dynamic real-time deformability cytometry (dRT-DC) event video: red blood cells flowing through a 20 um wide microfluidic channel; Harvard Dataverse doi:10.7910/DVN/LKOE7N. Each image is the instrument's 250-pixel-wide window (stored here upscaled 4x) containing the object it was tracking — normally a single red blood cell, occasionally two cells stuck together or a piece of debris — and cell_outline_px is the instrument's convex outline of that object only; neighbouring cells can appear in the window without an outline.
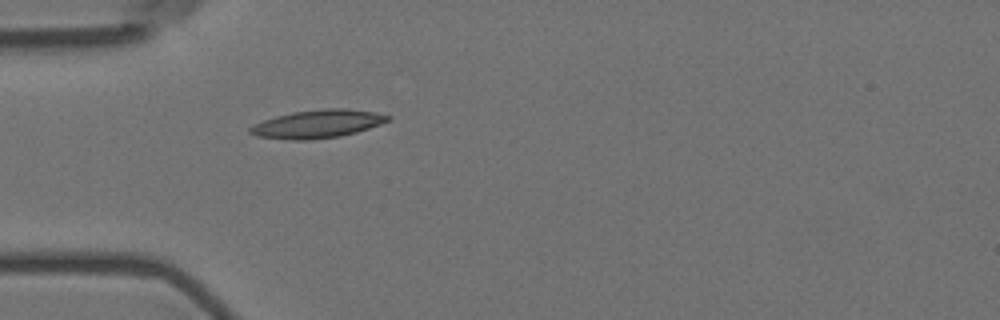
{"species": "Egyptian fruit bat (a non-hibernating species)", "species_latin": "Rousettus aegyptiacus", "temperature_condition": "room temperature", "stored_images_in_passage": 40, "camera_frame_rate_fps": 3000, "um_per_image_px": 0.085, "animal": {"sex": "female"}, "frame": {"image": 1, "passage_image": 1, "time_ms": 0.0, "image_size_px": [1000, 320], "cell_outline_px": [[392, 120], [356, 132], [340, 136], [312, 140], [292, 140], [256, 136], [248, 132], [248, 128], [264, 120], [276, 116], [292, 112], [324, 108], [344, 108], [376, 112], [392, 116]], "centroid_in_image_um": [27.02, 10.53], "position_along_channel_um": 58.0, "area_um2": 22.66}}
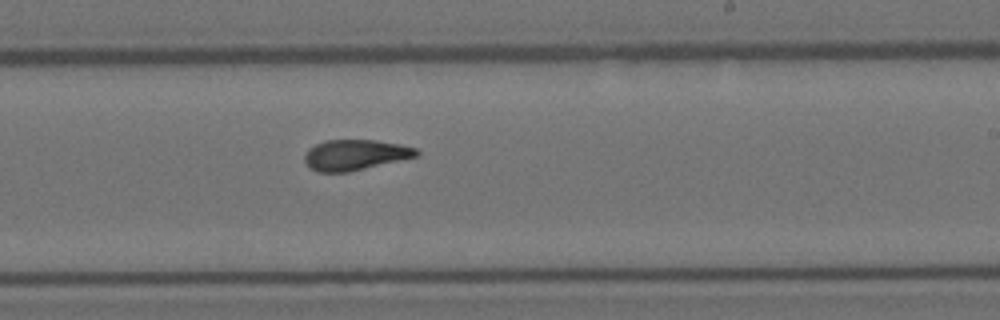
{"frame": {"image": 2, "passage_image": 18, "time_ms": 5.667, "image_size_px": [1000, 320], "cell_outline_px": [[420, 156], [348, 172], [316, 172], [304, 160], [304, 156], [308, 148], [324, 140], [376, 140], [400, 144], [416, 148], [420, 152]], "centroid_in_image_um": [30.22, 13.16], "position_along_channel_um": 258.8, "area_um2": 20.0}}
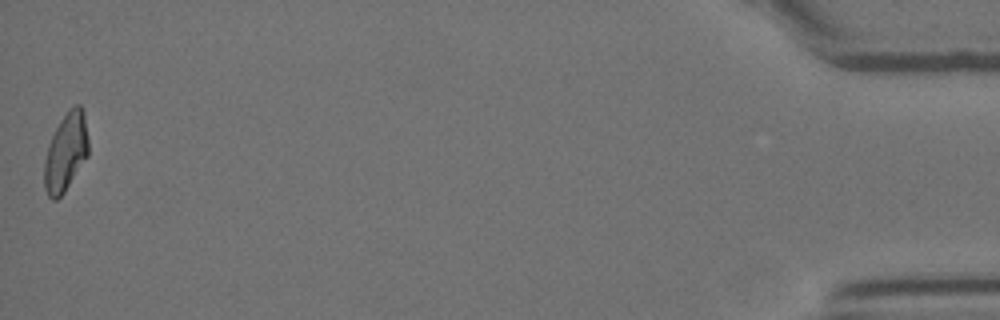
{"frame": {"image": 3, "passage_image": 40, "time_ms": 13.0, "image_size_px": [1000, 320], "cell_outline_px": [[88, 156], [64, 192], [56, 200], [52, 200], [48, 196], [44, 188], [44, 160], [48, 144], [60, 120], [68, 108], [76, 104], [80, 104], [84, 112], [88, 140]], "centroid_in_image_um": [5.59, 12.92], "position_along_channel_um": 429.6, "area_um2": 20.23}, "authors_computed_cell_mechanics": {"area_um2": 20.23, "velocity_mm_per_s": 3.6216, "shape_relaxation_time_tau1_ms": 7.2302, "shape_relaxation_time_tau2_ms": 1.8471, "deformation_change_tau1": 0.2148, "deformation_change_tau2": 0.0954}}